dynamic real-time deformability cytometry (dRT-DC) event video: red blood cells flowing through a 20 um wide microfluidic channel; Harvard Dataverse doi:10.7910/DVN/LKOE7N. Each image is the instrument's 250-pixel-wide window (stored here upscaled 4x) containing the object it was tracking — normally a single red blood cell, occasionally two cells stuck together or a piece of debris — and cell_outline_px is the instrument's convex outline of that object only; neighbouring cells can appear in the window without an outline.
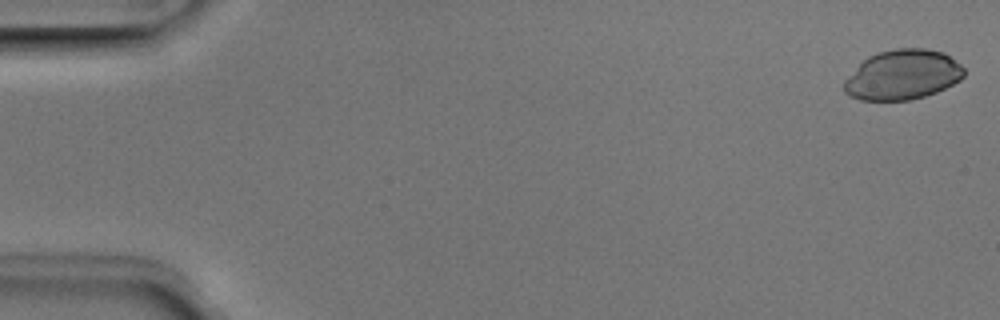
{"species": "Egyptian fruit bat (a non-hibernating species)", "species_latin": "Rousettus aegyptiacus", "temperature_condition": "room temperature", "stored_images_in_passage": 50, "camera_frame_rate_fps": 3000, "um_per_image_px": 0.085, "animal": {"sex": "male"}, "frame": {"image": 1, "passage_image": 1, "time_ms": 0.0, "image_size_px": [1000, 320], "cell_outline_px": [[964, 76], [960, 80], [936, 92], [924, 96], [908, 100], [860, 100], [844, 92], [844, 80], [868, 56], [880, 52], [896, 48], [924, 48], [944, 52], [960, 64], [964, 68]], "centroid_in_image_um": [76.74, 6.35], "position_along_channel_um": 8.3, "area_um2": 34.62}}